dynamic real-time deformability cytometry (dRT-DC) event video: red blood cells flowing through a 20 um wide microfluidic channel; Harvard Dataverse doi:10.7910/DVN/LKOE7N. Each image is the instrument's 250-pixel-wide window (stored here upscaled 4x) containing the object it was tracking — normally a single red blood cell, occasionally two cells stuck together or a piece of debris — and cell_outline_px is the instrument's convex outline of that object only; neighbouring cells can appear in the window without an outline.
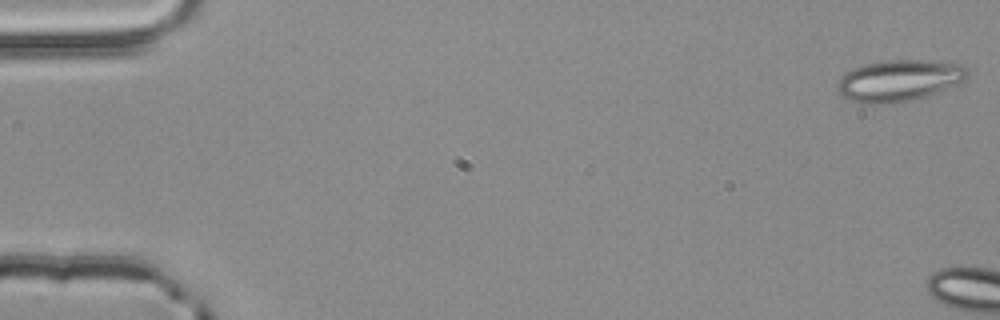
{"species": "common noctule bat (a hibernating species)", "species_latin": "Nyctalus noctula", "temperature_condition": "room temperature", "stored_images_in_passage": 5, "camera_frame_rate_fps": 3000, "um_per_image_px": 0.085, "animal": {"sex": "male", "body_mass_g": 20.4}, "frame": {"image": 1, "passage_image": 1, "time_ms": 0.0, "image_size_px": [1000, 320], "cell_outline_px": [[968, 72], [964, 80], [936, 92], [912, 100], [884, 104], [860, 104], [840, 96], [836, 88], [836, 84], [852, 68], [864, 64], [884, 60], [920, 60], [964, 64]], "centroid_in_image_um": [76.36, 6.85], "position_along_channel_um": 8.6, "area_um2": 31.27}}